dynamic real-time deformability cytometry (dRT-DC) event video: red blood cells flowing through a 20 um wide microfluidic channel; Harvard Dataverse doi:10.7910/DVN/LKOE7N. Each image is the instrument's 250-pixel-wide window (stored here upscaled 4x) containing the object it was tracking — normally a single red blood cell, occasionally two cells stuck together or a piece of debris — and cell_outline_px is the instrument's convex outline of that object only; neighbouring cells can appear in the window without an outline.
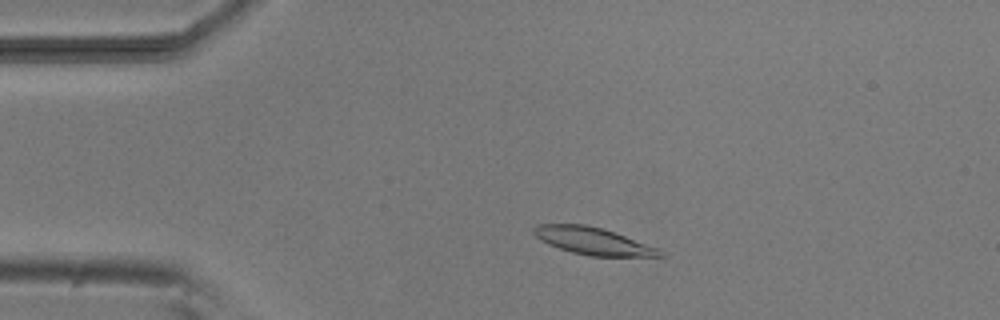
{"species": "common noctule bat (a hibernating species)", "species_latin": "Nyctalus noctula", "temperature_condition": "room temperature", "stored_images_in_passage": 50, "camera_frame_rate_fps": 3000, "um_per_image_px": 0.085, "animal": {"sex": "male", "body_mass_g": 20.5, "forearm_length_mm": 52.5}, "frame": {"image": 1, "passage_image": 8, "time_ms": 2.333, "image_size_px": [1000, 320], "cell_outline_px": [[668, 256], [588, 256], [572, 252], [548, 244], [540, 240], [532, 232], [532, 228], [540, 224], [584, 224], [600, 228], [660, 248]], "centroid_in_image_um": [50.41, 20.49], "position_along_channel_um": 34.6, "area_um2": 19.83}}
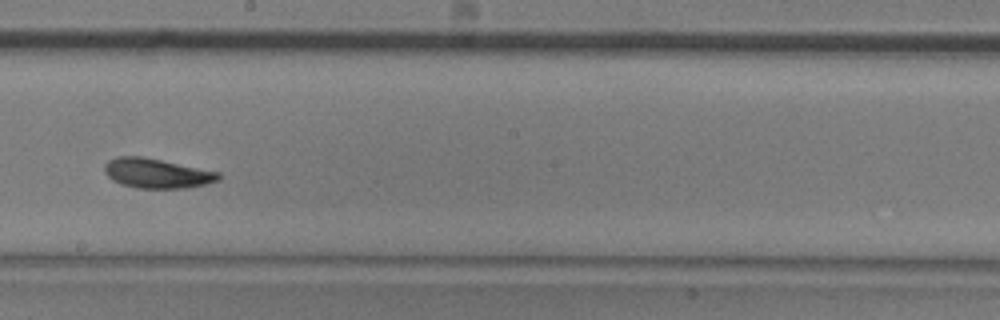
{"frame": {"image": 2, "passage_image": 27, "time_ms": 8.667, "image_size_px": [1000, 320], "cell_outline_px": [[220, 180], [188, 188], [136, 188], [120, 184], [112, 180], [104, 172], [104, 164], [108, 160], [116, 156], [140, 156], [220, 172]], "centroid_in_image_um": [13.29, 14.73], "position_along_channel_um": 234.9, "area_um2": 19.71}}
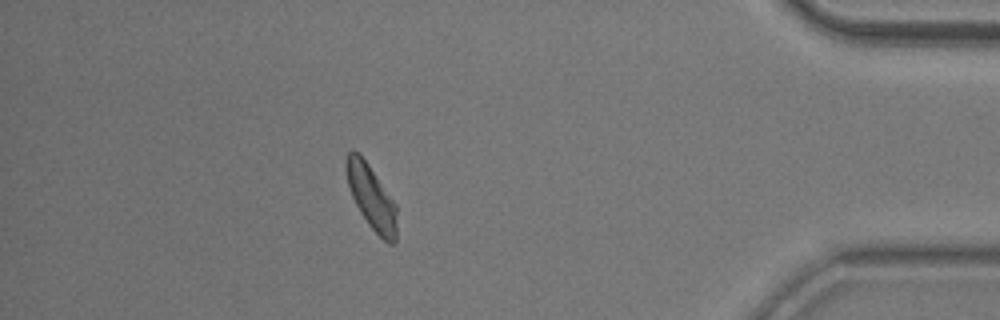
{"frame": {"image": 3, "passage_image": 44, "time_ms": 14.333, "image_size_px": [1000, 320], "cell_outline_px": [[396, 244], [388, 244], [368, 224], [360, 212], [352, 196], [348, 184], [344, 164], [344, 160], [348, 152], [352, 148], [368, 164], [396, 204]], "centroid_in_image_um": [31.55, 16.76], "position_along_channel_um": 403.6, "area_um2": 18.73}, "authors_computed_cell_mechanics": {"area_um2": 19.5364, "velocity_mm_per_s": 3.7872, "shape_relaxation_time_tau1_ms": 2.9222, "shape_relaxation_time_tau2_ms": 3.1157, "deformation_change_tau1": 0.1106, "deformation_change_tau2": 0.0816}}